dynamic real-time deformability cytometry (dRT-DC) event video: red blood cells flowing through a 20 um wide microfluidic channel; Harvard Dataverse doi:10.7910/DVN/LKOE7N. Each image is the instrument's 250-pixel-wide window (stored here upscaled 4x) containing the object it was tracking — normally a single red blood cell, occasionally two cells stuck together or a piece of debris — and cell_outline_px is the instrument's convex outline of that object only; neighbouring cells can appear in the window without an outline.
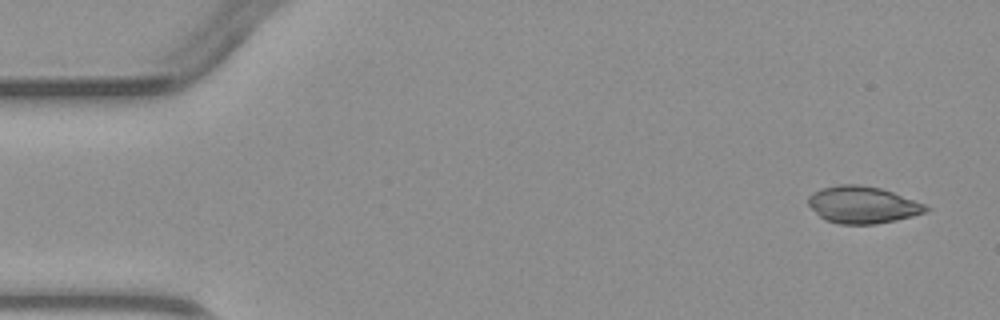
{"species": "common noctule bat (a hibernating species)", "species_latin": "Nyctalus noctula", "temperature_condition": "warm", "stored_images_in_passage": 3, "camera_frame_rate_fps": 3000, "um_per_image_px": 0.085, "animal": {"sex": "male", "body_mass_g": 23.1, "forearm_length_mm": 52.7}, "frame": {"image": 1, "passage_image": 1, "time_ms": 0.0, "image_size_px": [1000, 320], "cell_outline_px": [[932, 208], [928, 212], [896, 220], [876, 224], [840, 224], [824, 220], [808, 204], [808, 196], [812, 192], [820, 188], [840, 184], [856, 184], [880, 188], [892, 192], [924, 204]], "centroid_in_image_um": [73.31, 17.41], "position_along_channel_um": 11.7, "area_um2": 25.37}}
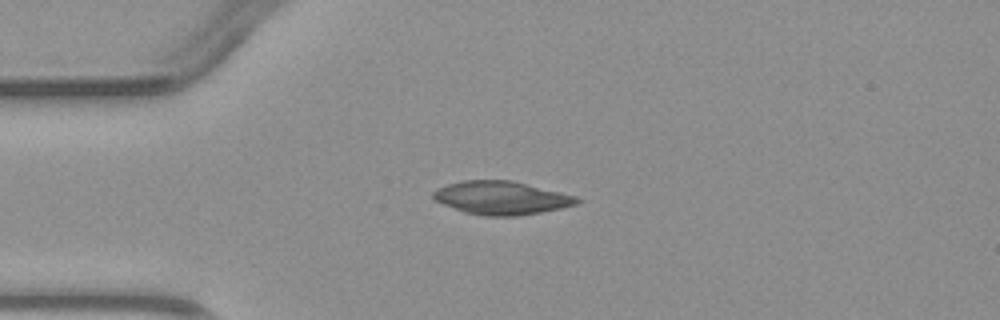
{"frame": {"image": 2, "passage_image": 3, "time_ms": 3.0, "image_size_px": [1000, 320], "cell_outline_px": [[584, 200], [576, 204], [560, 208], [540, 212], [516, 216], [484, 216], [464, 212], [444, 204], [436, 200], [432, 196], [432, 192], [436, 188], [448, 184], [464, 180], [512, 180], [576, 196]], "centroid_in_image_um": [42.62, 16.81], "position_along_channel_um": 42.4, "area_um2": 27.8}}